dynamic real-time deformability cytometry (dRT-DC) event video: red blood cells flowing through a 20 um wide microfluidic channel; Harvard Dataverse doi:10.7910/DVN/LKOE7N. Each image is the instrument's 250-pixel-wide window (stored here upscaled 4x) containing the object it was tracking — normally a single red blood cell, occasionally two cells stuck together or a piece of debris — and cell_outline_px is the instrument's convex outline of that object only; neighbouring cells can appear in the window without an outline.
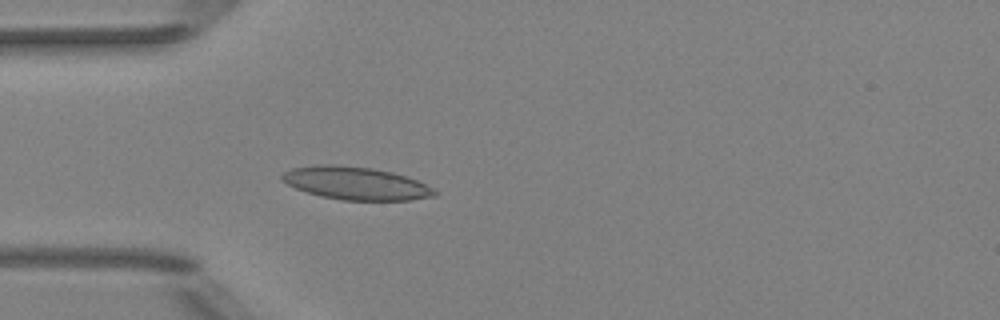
{"species": "Egyptian fruit bat (a non-hibernating species)", "species_latin": "Rousettus aegyptiacus", "temperature_condition": "room temperature", "stored_images_in_passage": 51, "camera_frame_rate_fps": 3000, "um_per_image_px": 0.085, "animal": {"sex": "female"}, "frame": {"image": 1, "passage_image": 15, "time_ms": 4.667, "image_size_px": [1000, 320], "cell_outline_px": [[440, 192], [436, 196], [408, 200], [340, 200], [320, 196], [296, 188], [288, 184], [280, 176], [284, 172], [292, 168], [316, 164], [328, 164], [372, 168], [392, 172], [416, 180], [436, 188]], "centroid_in_image_um": [30.29, 15.58], "position_along_channel_um": 54.7, "area_um2": 29.19}}
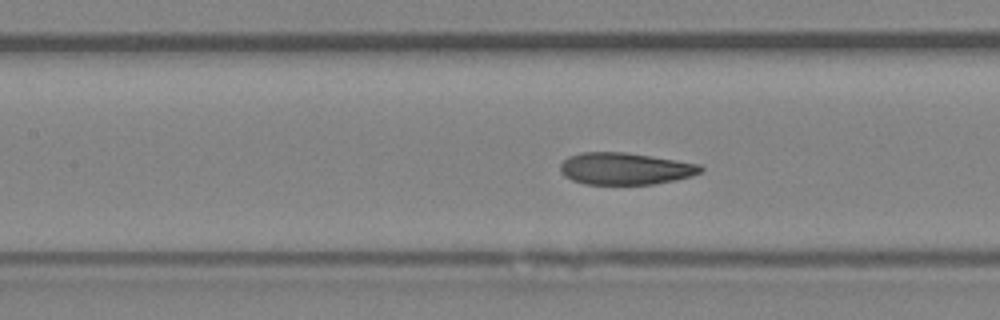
{"frame": {"image": 2, "passage_image": 23, "time_ms": 7.333, "image_size_px": [1000, 320], "cell_outline_px": [[704, 172], [692, 176], [676, 180], [652, 184], [584, 184], [572, 180], [564, 176], [560, 172], [560, 164], [568, 156], [580, 152], [624, 152], [676, 160], [700, 164], [704, 168]], "centroid_in_image_um": [53.14, 14.33], "position_along_channel_um": 154.3, "area_um2": 26.3}}
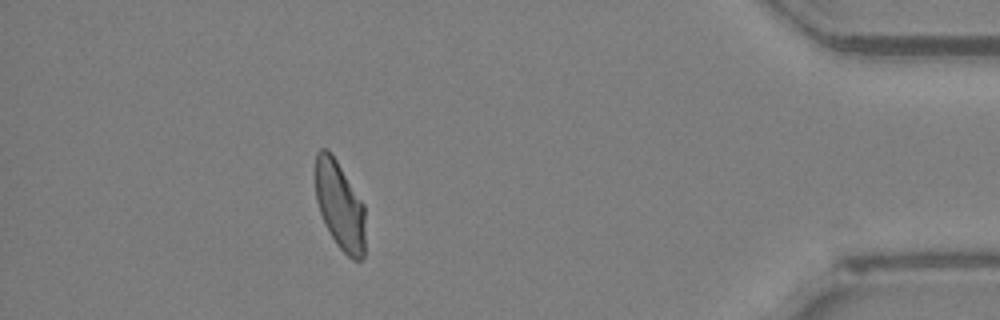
{"frame": {"image": 3, "passage_image": 46, "time_ms": 15.0, "image_size_px": [1000, 320], "cell_outline_px": [[364, 256], [360, 260], [352, 260], [336, 244], [320, 212], [316, 200], [316, 152], [320, 148], [328, 148], [332, 152], [364, 204]], "centroid_in_image_um": [28.89, 17.43], "position_along_channel_um": 406.3, "area_um2": 25.55}, "authors_computed_cell_mechanics": {"area_um2": 26.7614, "velocity_mm_per_s": 3.9696, "shape_relaxation_time_tau1_ms": null, "shape_relaxation_time_tau2_ms": 1.6477, "deformation_change_tau1": null, "deformation_change_tau2": 0.0685}}